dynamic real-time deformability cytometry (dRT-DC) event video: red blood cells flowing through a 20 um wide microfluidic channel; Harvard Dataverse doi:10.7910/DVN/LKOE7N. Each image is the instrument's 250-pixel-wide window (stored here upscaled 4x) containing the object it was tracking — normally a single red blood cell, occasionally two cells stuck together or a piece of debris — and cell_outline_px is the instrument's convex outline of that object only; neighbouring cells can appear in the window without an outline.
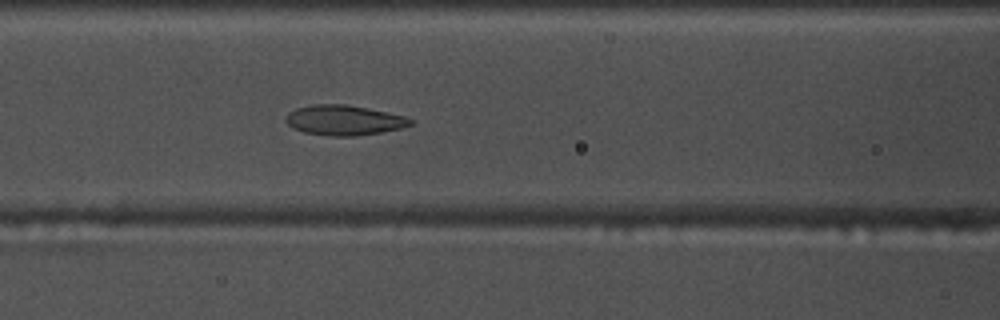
{"species": "common noctule bat (a hibernating species)", "species_latin": "Nyctalus noctula", "temperature_condition": "warm", "stored_images_in_passage": 40, "camera_frame_rate_fps": 3000, "um_per_image_px": 0.085, "animal": {"sex": "male", "body_mass_g": 17.5, "forearm_length_mm": 52.3}, "frame": {"image": 1, "passage_image": 8, "time_ms": 2.333, "image_size_px": [1000, 320], "cell_outline_px": [[412, 124], [400, 128], [380, 132], [356, 136], [328, 136], [304, 132], [292, 128], [288, 124], [288, 112], [296, 108], [312, 104], [344, 104], [368, 108], [404, 116], [412, 120]], "centroid_in_image_um": [29.22, 10.21], "position_along_channel_um": 137.4, "area_um2": 21.62}}
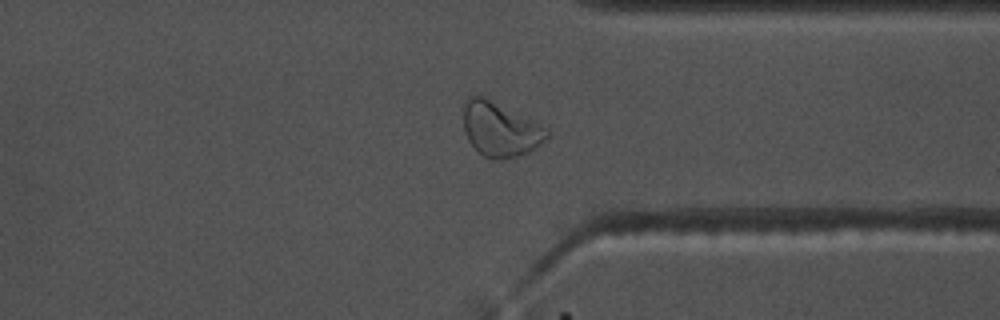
{"frame": {"image": 2, "passage_image": 27, "time_ms": 8.667, "image_size_px": [1000, 320], "cell_outline_px": [[548, 136], [540, 144], [528, 152], [504, 160], [496, 160], [484, 156], [468, 140], [464, 132], [464, 100], [468, 96], [484, 96], [548, 128]], "centroid_in_image_um": [42.49, 10.99], "position_along_channel_um": 368.9, "area_um2": 26.24}}
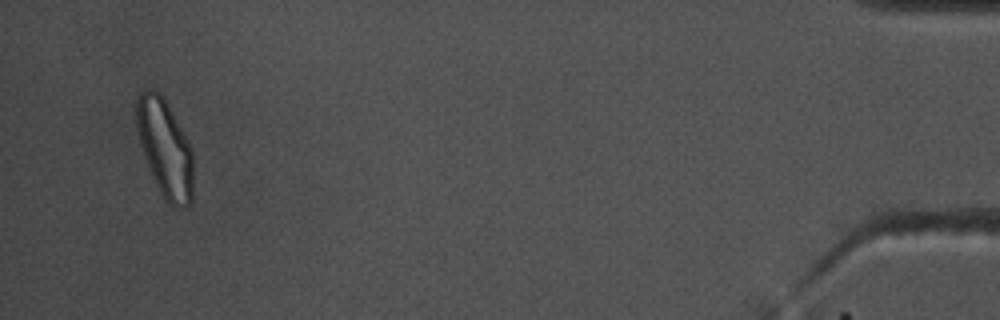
{"frame": {"image": 3, "passage_image": 38, "time_ms": 12.333, "image_size_px": [1000, 320], "cell_outline_px": [[192, 204], [188, 208], [172, 208], [164, 200], [148, 168], [140, 144], [136, 128], [136, 96], [144, 88], [152, 88], [160, 92], [184, 132], [192, 148]], "centroid_in_image_um": [14.01, 12.62], "position_along_channel_um": 421.2, "area_um2": 32.89}, "authors_computed_cell_mechanics": {"area_um2": 22.1663, "velocity_mm_per_s": 3.6954, "shape_relaxation_time_tau1_ms": null, "shape_relaxation_time_tau2_ms": 2.0291, "deformation_change_tau1": null, "deformation_change_tau2": 0.0799}}